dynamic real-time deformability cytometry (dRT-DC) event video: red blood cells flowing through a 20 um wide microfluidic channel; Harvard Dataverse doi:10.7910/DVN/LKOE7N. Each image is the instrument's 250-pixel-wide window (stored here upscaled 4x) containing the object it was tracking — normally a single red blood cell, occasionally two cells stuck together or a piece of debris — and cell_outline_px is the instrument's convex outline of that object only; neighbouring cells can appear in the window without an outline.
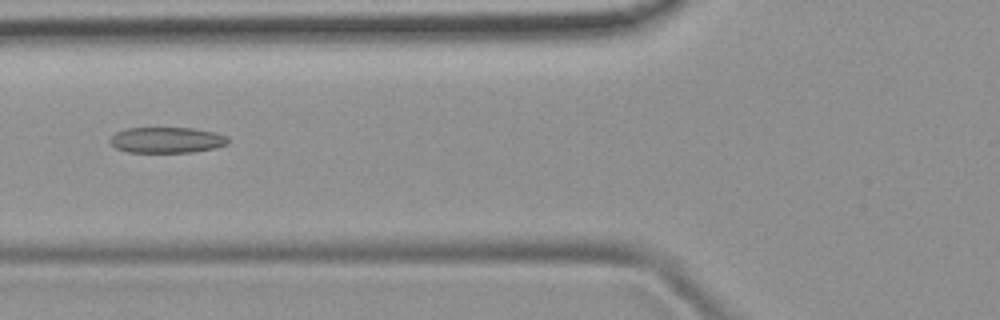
{"species": "common noctule bat (a hibernating species)", "species_latin": "Nyctalus noctula", "temperature_condition": "room temperature", "stored_images_in_passage": 34, "camera_frame_rate_fps": 3000, "um_per_image_px": 0.085, "animal": {"sex": "female", "body_mass_g": 19.9}, "frame": {"image": 1, "passage_image": 4, "time_ms": 1.0, "image_size_px": [1000, 320], "cell_outline_px": [[228, 144], [216, 148], [192, 152], [128, 152], [116, 148], [108, 140], [116, 132], [128, 128], [192, 128], [212, 132], [228, 136]], "centroid_in_image_um": [14.18, 11.9], "position_along_channel_um": 111.6, "area_um2": 17.69}}
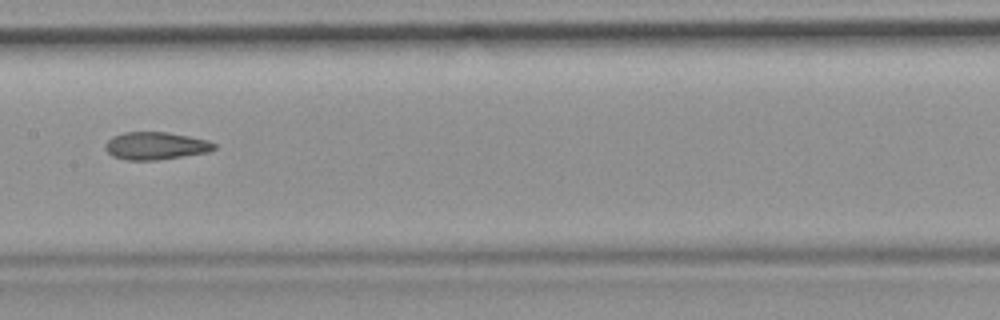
{"frame": {"image": 2, "passage_image": 10, "time_ms": 3.0, "image_size_px": [1000, 320], "cell_outline_px": [[216, 148], [208, 152], [156, 160], [124, 160], [112, 156], [104, 148], [104, 144], [112, 136], [124, 132], [168, 132], [208, 140], [216, 144]], "centroid_in_image_um": [13.2, 12.39], "position_along_channel_um": 194.2, "area_um2": 17.57}}
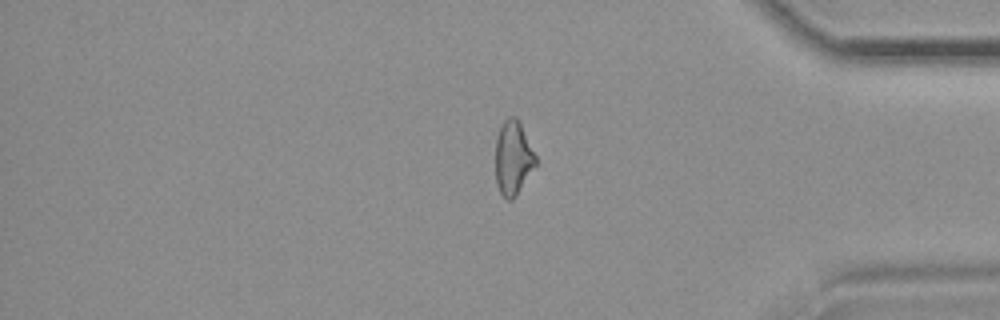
{"frame": {"image": 3, "passage_image": 26, "time_ms": 8.333, "image_size_px": [1000, 320], "cell_outline_px": [[536, 164], [516, 196], [512, 200], [504, 200], [496, 184], [496, 136], [504, 120], [508, 116], [516, 116], [536, 156]], "centroid_in_image_um": [43.59, 13.45], "position_along_channel_um": 391.6, "area_um2": 17.22}}